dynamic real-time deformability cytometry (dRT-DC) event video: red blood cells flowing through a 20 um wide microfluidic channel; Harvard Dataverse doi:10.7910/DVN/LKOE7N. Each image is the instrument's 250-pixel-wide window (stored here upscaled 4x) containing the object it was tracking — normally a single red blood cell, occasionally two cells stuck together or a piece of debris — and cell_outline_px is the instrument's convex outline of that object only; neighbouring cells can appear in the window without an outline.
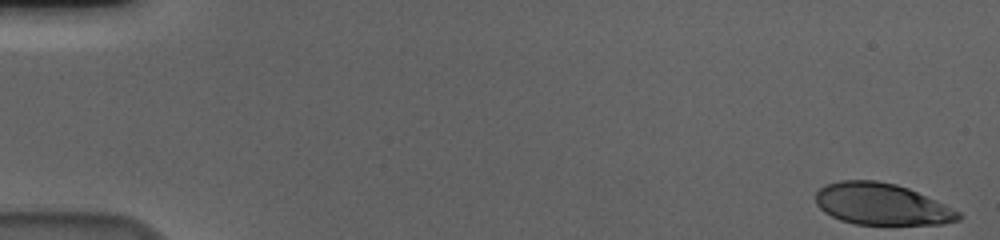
{"species": "human", "species_latin": "Homo sapiens", "temperature_condition": "cold", "stored_images_in_passage": 57, "camera_frame_rate_fps": 3000, "um_per_image_px": 0.085, "donor": {"sex": "male"}, "frame": {"image": 1, "passage_image": 1, "time_ms": 0.0, "image_size_px": [1000, 240], "cell_outline_px": [[964, 216], [960, 220], [944, 224], [856, 224], [840, 220], [824, 212], [816, 204], [816, 192], [824, 184], [840, 180], [876, 180], [896, 184], [908, 188], [944, 204], [960, 212]], "centroid_in_image_um": [74.93, 17.35], "position_along_channel_um": 10.1, "area_um2": 34.68}}
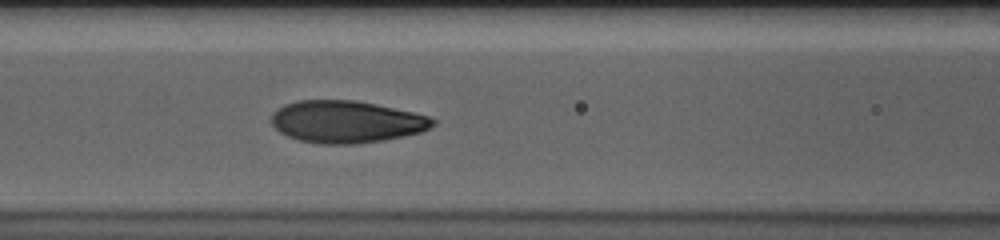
{"frame": {"image": 2, "passage_image": 25, "time_ms": 8.0, "image_size_px": [1000, 240], "cell_outline_px": [[436, 124], [420, 132], [404, 136], [384, 140], [356, 144], [320, 144], [300, 140], [288, 136], [280, 132], [272, 124], [272, 112], [276, 108], [284, 104], [296, 100], [356, 100], [376, 104], [412, 112], [428, 116], [436, 120]], "centroid_in_image_um": [29.42, 10.34], "position_along_channel_um": 137.2, "area_um2": 39.71}}
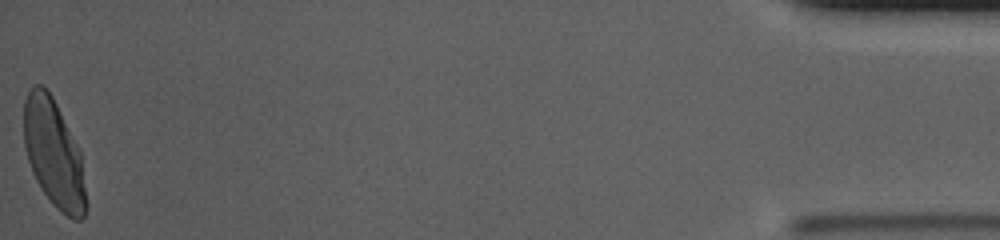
{"frame": {"image": 3, "passage_image": 57, "time_ms": 18.667, "image_size_px": [1000, 240], "cell_outline_px": [[88, 208], [84, 216], [80, 220], [72, 220], [60, 212], [52, 204], [40, 188], [32, 172], [28, 160], [24, 144], [24, 100], [32, 84], [40, 84], [52, 96], [80, 148], [88, 204]], "centroid_in_image_um": [4.6, 13.1], "position_along_channel_um": 430.6, "area_um2": 39.65}, "authors_computed_cell_mechanics": {"area_um2": 38.3214, "velocity_mm_per_s": 3.6137, "shape_relaxation_time_tau1_ms": 3.7046, "shape_relaxation_time_tau2_ms": null, "deformation_change_tau1": 0.1857, "deformation_change_tau2": null}}